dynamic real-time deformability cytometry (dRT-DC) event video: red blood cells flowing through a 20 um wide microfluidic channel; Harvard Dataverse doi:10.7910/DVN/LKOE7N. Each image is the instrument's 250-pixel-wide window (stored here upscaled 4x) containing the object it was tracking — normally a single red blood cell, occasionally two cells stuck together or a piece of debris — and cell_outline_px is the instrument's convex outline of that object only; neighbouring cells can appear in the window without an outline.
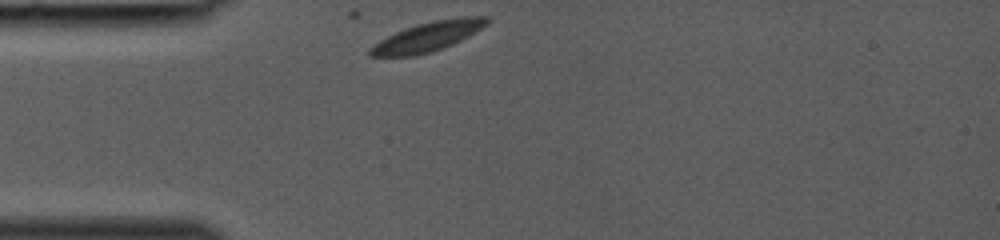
{"species": "common noctule bat (a hibernating species)", "species_latin": "Nyctalus noctula", "temperature_condition": "room temperature", "stored_images_in_passage": 25, "camera_frame_rate_fps": 3000, "um_per_image_px": 0.085, "animal": {"sex": "female", "body_mass_g": 19.0, "forearm_length_mm": 53.3}, "frame": {"image": 1, "passage_image": 1, "time_ms": 0.0, "image_size_px": [1000, 240], "cell_outline_px": [[488, 24], [460, 40], [452, 44], [432, 52], [412, 56], [368, 56], [368, 52], [380, 40], [404, 28], [416, 24], [432, 20], [464, 16], [488, 16]], "centroid_in_image_um": [36.38, 3.1], "position_along_channel_um": 48.6, "area_um2": 19.83}}
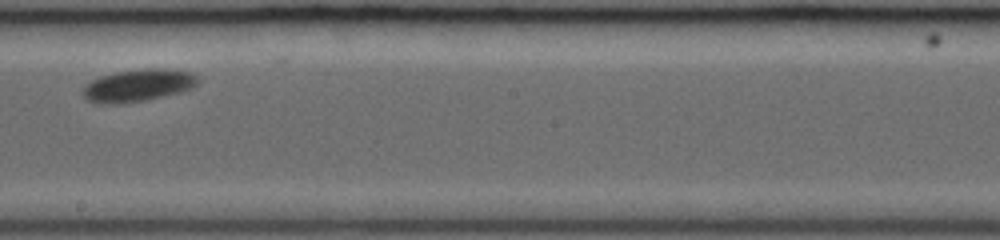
{"frame": {"image": 2, "passage_image": 14, "time_ms": 4.333, "image_size_px": [1000, 240], "cell_outline_px": [[196, 84], [180, 92], [144, 100], [108, 104], [100, 104], [88, 100], [84, 96], [84, 88], [92, 80], [100, 76], [116, 72], [148, 68], [168, 68], [188, 72], [196, 76]], "centroid_in_image_um": [11.71, 7.24], "position_along_channel_um": 236.5, "area_um2": 21.04}}
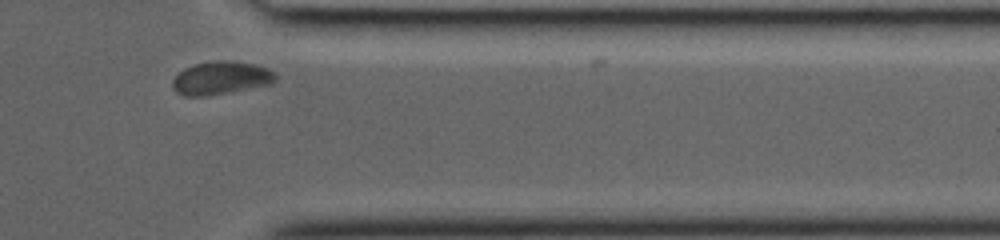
{"frame": {"image": 3, "passage_image": 24, "time_ms": 7.667, "image_size_px": [1000, 240], "cell_outline_px": [[276, 80], [272, 84], [232, 92], [208, 96], [184, 96], [176, 92], [172, 88], [172, 80], [184, 68], [192, 64], [220, 60], [224, 60], [252, 64], [268, 68], [276, 72]], "centroid_in_image_um": [18.78, 6.64], "position_along_channel_um": 392.6, "area_um2": 20.06}}